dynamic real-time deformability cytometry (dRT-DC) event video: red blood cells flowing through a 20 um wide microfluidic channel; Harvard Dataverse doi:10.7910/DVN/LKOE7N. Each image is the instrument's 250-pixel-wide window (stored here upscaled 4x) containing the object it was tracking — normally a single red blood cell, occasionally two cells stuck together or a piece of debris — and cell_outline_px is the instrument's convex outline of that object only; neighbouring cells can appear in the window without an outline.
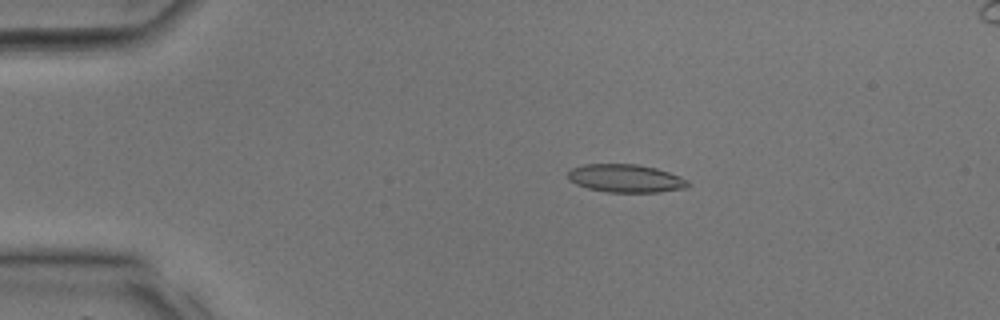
{"species": "common noctule bat (a hibernating species)", "species_latin": "Nyctalus noctula", "temperature_condition": "room temperature", "stored_images_in_passage": 31, "camera_frame_rate_fps": 3000, "um_per_image_px": 0.085, "animal": {"sex": "male", "body_mass_g": 17.9, "forearm_length_mm": 54.2}, "frame": {"image": 1, "passage_image": 3, "time_ms": 0.667, "image_size_px": [1000, 320], "cell_outline_px": [[692, 184], [688, 188], [660, 192], [608, 192], [588, 188], [576, 184], [568, 180], [568, 172], [572, 168], [584, 164], [636, 164], [656, 168], [680, 176], [688, 180]], "centroid_in_image_um": [53.22, 15.16], "position_along_channel_um": 31.8, "area_um2": 19.77}}
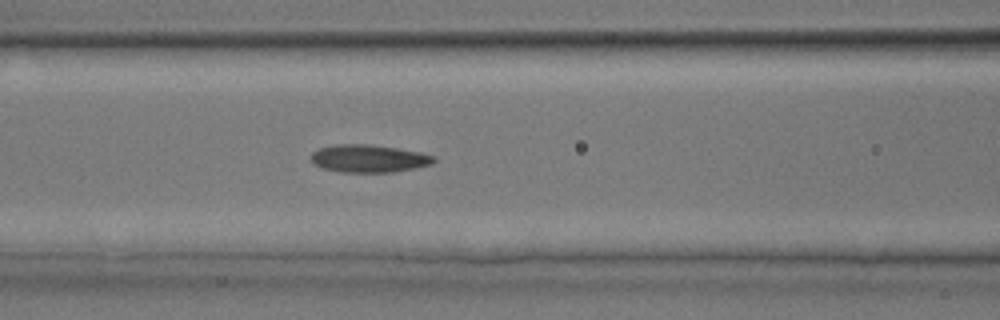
{"frame": {"image": 2, "passage_image": 11, "time_ms": 3.333, "image_size_px": [1000, 320], "cell_outline_px": [[436, 160], [432, 164], [416, 168], [392, 172], [340, 172], [324, 168], [316, 164], [312, 160], [312, 152], [320, 148], [336, 144], [368, 144], [396, 148], [420, 152], [436, 156]], "centroid_in_image_um": [31.4, 13.47], "position_along_channel_um": 135.2, "area_um2": 19.71}}
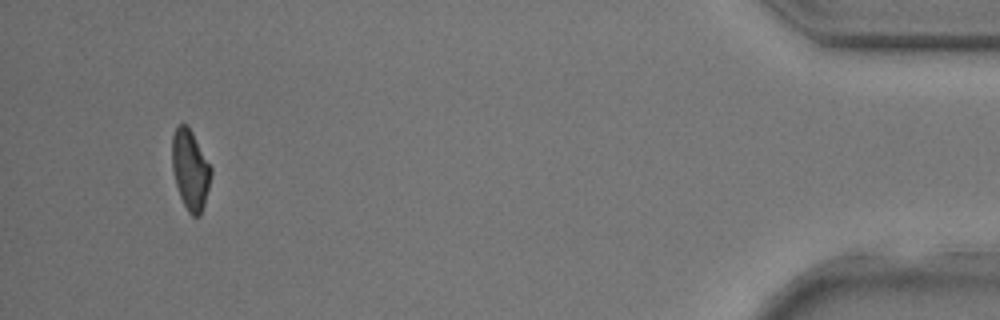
{"frame": {"image": 3, "passage_image": 29, "time_ms": 9.333, "image_size_px": [1000, 320], "cell_outline_px": [[212, 172], [204, 204], [200, 216], [192, 216], [188, 212], [180, 196], [176, 184], [172, 168], [172, 136], [176, 128], [180, 124], [188, 124], [212, 168]], "centroid_in_image_um": [16.17, 14.41], "position_along_channel_um": 419.0, "area_um2": 18.03}}